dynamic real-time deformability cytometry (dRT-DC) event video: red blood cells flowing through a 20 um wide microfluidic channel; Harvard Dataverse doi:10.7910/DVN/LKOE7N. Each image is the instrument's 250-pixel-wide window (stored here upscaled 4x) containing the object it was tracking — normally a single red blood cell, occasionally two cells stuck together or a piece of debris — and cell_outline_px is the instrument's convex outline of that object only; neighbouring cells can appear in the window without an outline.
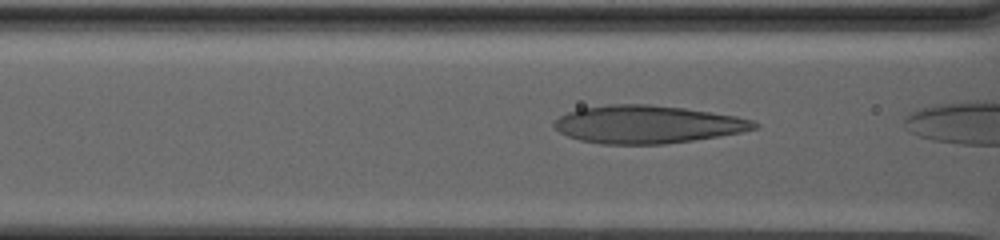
{"species": "human", "species_latin": "Homo sapiens", "temperature_condition": "warm", "stored_images_in_passage": 6, "camera_frame_rate_fps": 3000, "um_per_image_px": 0.085, "donor": {"sex": "male"}, "frame": {"image": 1, "passage_image": 4, "time_ms": 1.0, "image_size_px": [1000, 240], "cell_outline_px": [[760, 124], [756, 128], [740, 132], [692, 140], [664, 144], [600, 144], [580, 140], [568, 136], [560, 132], [552, 124], [560, 116], [568, 112], [580, 108], [608, 104], [652, 104], [684, 108], [712, 112], [736, 116], [752, 120]], "centroid_in_image_um": [55.0, 10.56], "position_along_channel_um": 111.6, "area_um2": 43.99}}